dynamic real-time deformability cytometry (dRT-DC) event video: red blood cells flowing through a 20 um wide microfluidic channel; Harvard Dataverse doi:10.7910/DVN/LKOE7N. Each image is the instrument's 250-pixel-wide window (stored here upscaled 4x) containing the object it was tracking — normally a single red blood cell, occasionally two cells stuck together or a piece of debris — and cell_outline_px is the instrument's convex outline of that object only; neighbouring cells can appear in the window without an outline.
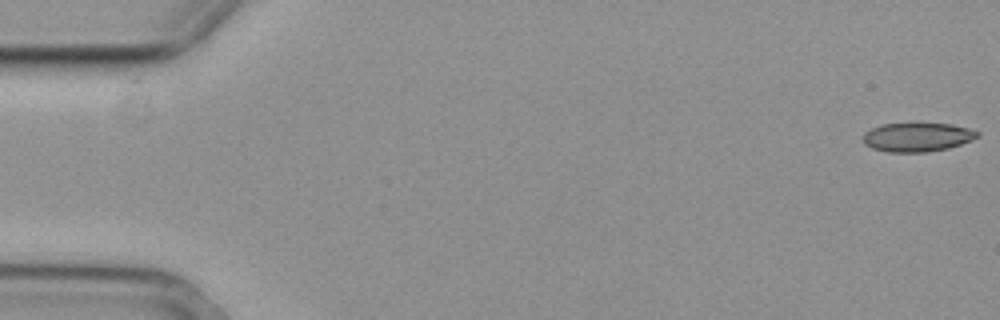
{"species": "common noctule bat (a hibernating species)", "species_latin": "Nyctalus noctula", "temperature_condition": "cold", "stored_images_in_passage": 8, "camera_frame_rate_fps": 3000, "um_per_image_px": 0.085, "animal": {"sex": "female", "body_mass_g": 29.2, "forearm_length_mm": 56.3}, "frame": {"image": 1, "passage_image": 1, "time_ms": 0.0, "image_size_px": [1000, 320], "cell_outline_px": [[980, 136], [972, 140], [948, 148], [928, 152], [888, 152], [872, 148], [864, 144], [864, 132], [880, 124], [912, 120], [916, 120], [952, 124], [968, 128], [980, 132]], "centroid_in_image_um": [77.97, 11.59], "position_along_channel_um": 7.0, "area_um2": 20.29}}